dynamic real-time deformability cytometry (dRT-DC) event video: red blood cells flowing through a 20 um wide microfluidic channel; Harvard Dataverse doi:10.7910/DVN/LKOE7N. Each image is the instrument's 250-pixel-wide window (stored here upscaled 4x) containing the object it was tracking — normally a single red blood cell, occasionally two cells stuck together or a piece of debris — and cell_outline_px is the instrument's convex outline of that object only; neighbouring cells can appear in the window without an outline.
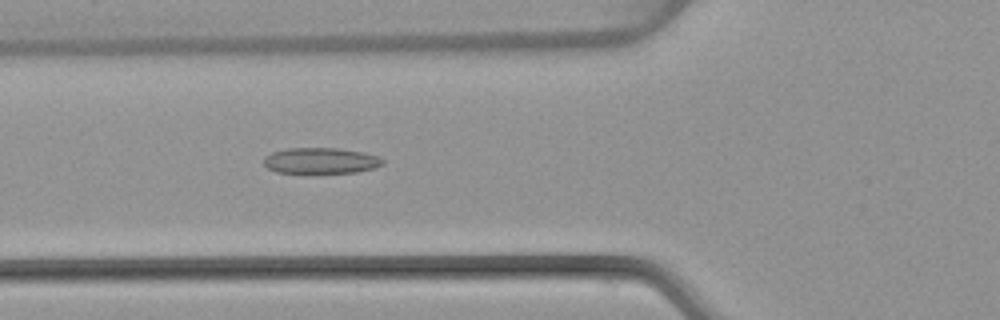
{"species": "common noctule bat (a hibernating species)", "species_latin": "Nyctalus noctula", "temperature_condition": "warm", "stored_images_in_passage": 43, "camera_frame_rate_fps": 3000, "um_per_image_px": 0.085, "animal": {"sex": "female", "body_mass_g": 22.7, "forearm_length_mm": 54.2}, "frame": {"image": 1, "passage_image": 11, "time_ms": 3.333, "image_size_px": [1000, 320], "cell_outline_px": [[384, 164], [376, 168], [356, 172], [276, 172], [268, 168], [264, 164], [264, 156], [272, 152], [288, 148], [340, 148], [364, 152], [376, 156], [384, 160]], "centroid_in_image_um": [27.28, 13.64], "position_along_channel_um": 98.5, "area_um2": 17.86}}
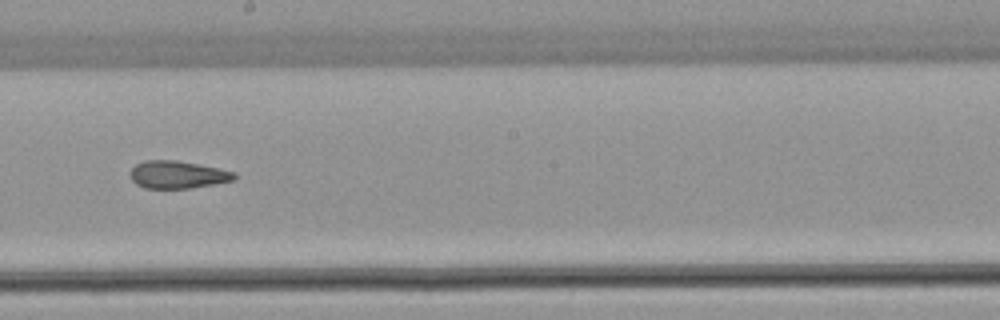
{"frame": {"image": 2, "passage_image": 21, "time_ms": 6.667, "image_size_px": [1000, 320], "cell_outline_px": [[236, 180], [192, 188], [144, 188], [136, 184], [132, 180], [128, 172], [136, 164], [144, 160], [176, 160], [200, 164], [236, 172]], "centroid_in_image_um": [15.09, 14.84], "position_along_channel_um": 233.1, "area_um2": 16.94}}
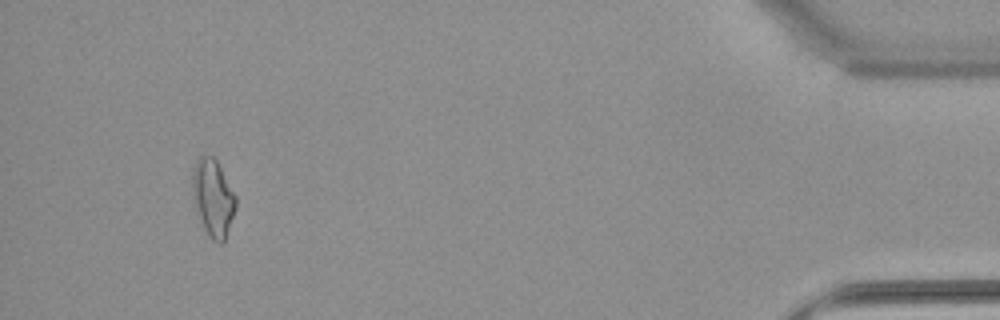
{"frame": {"image": 3, "passage_image": 40, "time_ms": 13.0, "image_size_px": [1000, 320], "cell_outline_px": [[236, 204], [224, 240], [220, 244], [212, 240], [208, 236], [200, 220], [196, 208], [192, 192], [192, 168], [196, 160], [200, 156], [212, 156], [216, 160], [236, 196]], "centroid_in_image_um": [18.08, 16.79], "position_along_channel_um": 417.1, "area_um2": 19.13}, "authors_computed_cell_mechanics": {"area_um2": 17.4556, "velocity_mm_per_s": 4.0281, "shape_relaxation_time_tau1_ms": 8.8254, "shape_relaxation_time_tau2_ms": 2.8928, "deformation_change_tau1": 0.2, "deformation_change_tau2": 0.1135}}